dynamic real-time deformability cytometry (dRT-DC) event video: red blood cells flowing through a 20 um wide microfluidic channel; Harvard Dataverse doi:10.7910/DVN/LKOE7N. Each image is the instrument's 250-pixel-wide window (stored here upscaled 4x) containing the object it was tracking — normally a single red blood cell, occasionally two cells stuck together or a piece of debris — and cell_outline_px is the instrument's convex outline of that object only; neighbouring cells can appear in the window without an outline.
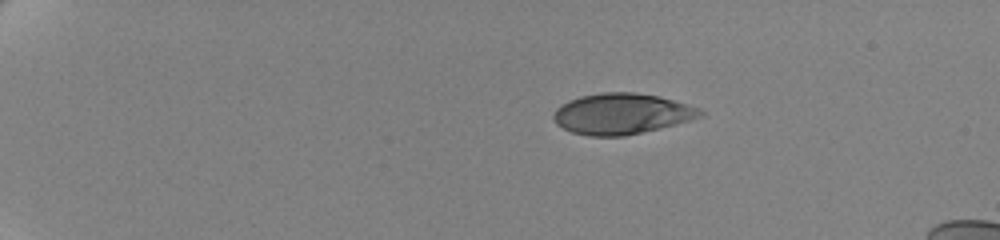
{"species": "human", "species_latin": "Homo sapiens", "temperature_condition": "cold", "stored_images_in_passage": 49, "camera_frame_rate_fps": 3000, "um_per_image_px": 0.085, "donor": {"sex": "female"}, "frame": {"image": 1, "passage_image": 1, "time_ms": 0.0, "image_size_px": [1000, 240], "cell_outline_px": [[704, 116], [692, 120], [660, 128], [624, 136], [588, 136], [572, 132], [556, 124], [552, 116], [556, 108], [580, 96], [604, 92], [636, 92], [660, 96], [700, 108], [704, 112]], "centroid_in_image_um": [52.88, 9.67], "position_along_channel_um": 32.1, "area_um2": 34.91}}
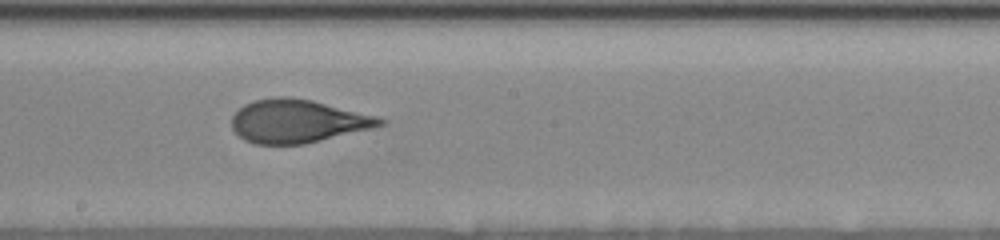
{"frame": {"image": 2, "passage_image": 26, "time_ms": 8.333, "image_size_px": [1000, 240], "cell_outline_px": [[384, 124], [372, 128], [304, 144], [252, 144], [244, 140], [232, 128], [232, 116], [244, 104], [252, 100], [276, 96], [288, 96], [312, 100], [376, 116], [384, 120]], "centroid_in_image_um": [25.24, 10.29], "position_along_channel_um": 223.0, "area_um2": 37.17}}
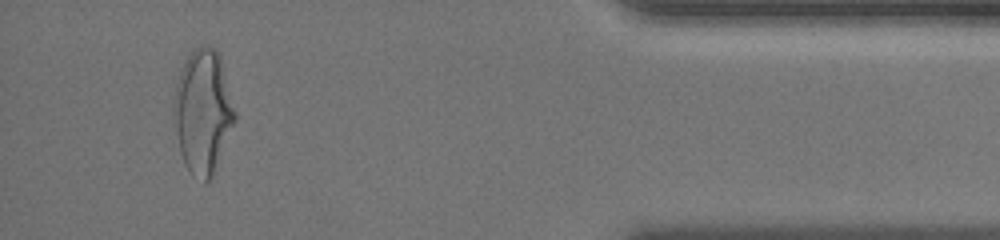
{"frame": {"image": 3, "passage_image": 46, "time_ms": 15.0, "image_size_px": [1000, 240], "cell_outline_px": [[236, 120], [212, 172], [208, 180], [204, 184], [192, 176], [184, 164], [180, 152], [172, 112], [176, 84], [180, 68], [192, 48], [200, 44], [204, 44], [216, 48], [220, 52], [236, 112]], "centroid_in_image_um": [17.23, 9.4], "position_along_channel_um": 418.0, "area_um2": 44.39}, "authors_computed_cell_mechanics": {"area_um2": 37.2232, "velocity_mm_per_s": 3.4932, "shape_relaxation_time_tau1_ms": 4.4025, "shape_relaxation_time_tau2_ms": 0.8296, "deformation_change_tau1": 0.1785, "deformation_change_tau2": 0.0583}}